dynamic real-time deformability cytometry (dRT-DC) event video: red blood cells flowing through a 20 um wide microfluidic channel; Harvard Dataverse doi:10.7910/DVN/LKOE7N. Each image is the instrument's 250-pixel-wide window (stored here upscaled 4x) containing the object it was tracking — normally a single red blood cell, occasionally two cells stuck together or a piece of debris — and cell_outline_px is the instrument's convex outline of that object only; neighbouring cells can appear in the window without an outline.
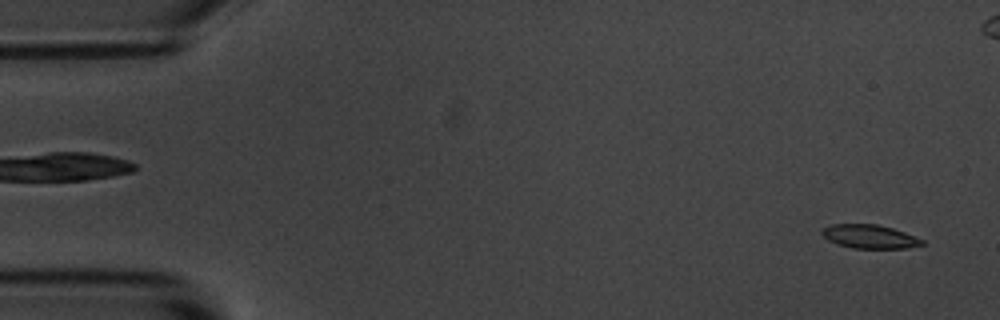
{"species": "common noctule bat (a hibernating species)", "species_latin": "Nyctalus noctula", "temperature_condition": "room temperature", "stored_images_in_passage": 55, "camera_frame_rate_fps": 3000, "um_per_image_px": 0.085, "animal": {"sex": "male", "body_mass_g": 20.1, "forearm_length_mm": 53.5}, "frame": {"image": 1, "passage_image": 2, "time_ms": 0.333, "image_size_px": [1000, 320], "cell_outline_px": [[924, 244], [908, 248], [852, 248], [836, 244], [828, 240], [820, 232], [824, 228], [832, 224], [876, 224], [892, 228], [904, 232], [924, 240]], "centroid_in_image_um": [73.91, 20.11], "position_along_channel_um": 11.1, "area_um2": 13.76}}
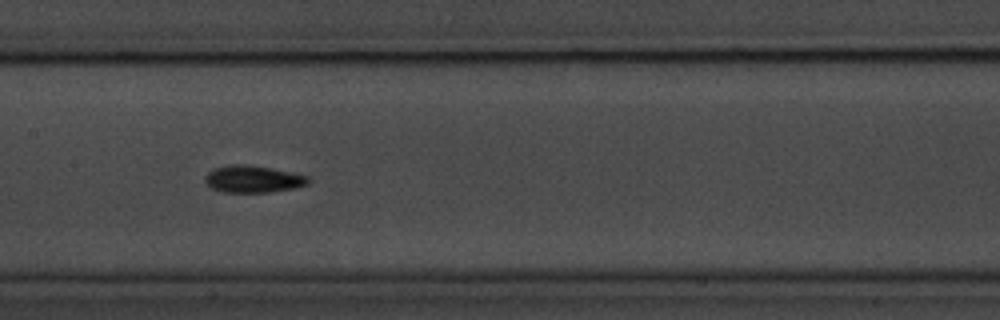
{"frame": {"image": 2, "passage_image": 26, "time_ms": 8.333, "image_size_px": [1000, 320], "cell_outline_px": [[312, 180], [308, 184], [296, 188], [268, 192], [224, 192], [212, 188], [204, 184], [204, 176], [212, 168], [228, 164], [248, 164], [272, 168], [308, 176]], "centroid_in_image_um": [21.48, 15.21], "position_along_channel_um": 185.9, "area_um2": 16.59}}
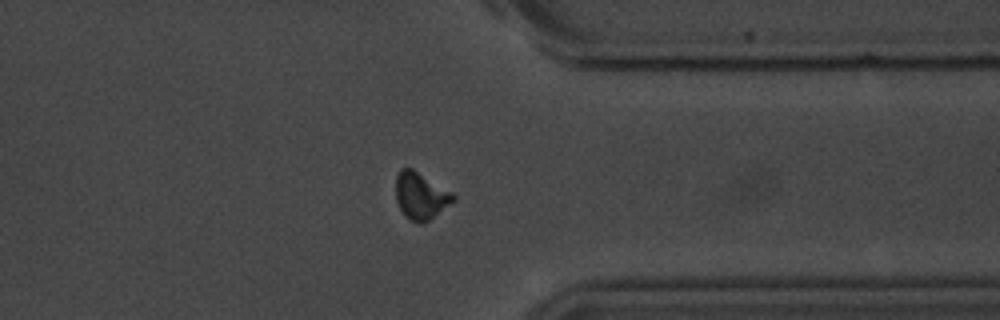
{"frame": {"image": 3, "passage_image": 42, "time_ms": 13.667, "image_size_px": [1000, 320], "cell_outline_px": [[456, 200], [424, 224], [420, 224], [408, 220], [404, 216], [396, 200], [396, 176], [400, 168], [412, 168], [452, 192], [456, 196]], "centroid_in_image_um": [35.76, 16.67], "position_along_channel_um": 375.6, "area_um2": 15.9}, "authors_computed_cell_mechanics": {"area_um2": 15.028, "velocity_mm_per_s": 3.6571, "shape_relaxation_time_tau1_ms": 3.3108, "shape_relaxation_time_tau2_ms": 4.2236, "deformation_change_tau1": 0.1101, "deformation_change_tau2": 0.0997}}